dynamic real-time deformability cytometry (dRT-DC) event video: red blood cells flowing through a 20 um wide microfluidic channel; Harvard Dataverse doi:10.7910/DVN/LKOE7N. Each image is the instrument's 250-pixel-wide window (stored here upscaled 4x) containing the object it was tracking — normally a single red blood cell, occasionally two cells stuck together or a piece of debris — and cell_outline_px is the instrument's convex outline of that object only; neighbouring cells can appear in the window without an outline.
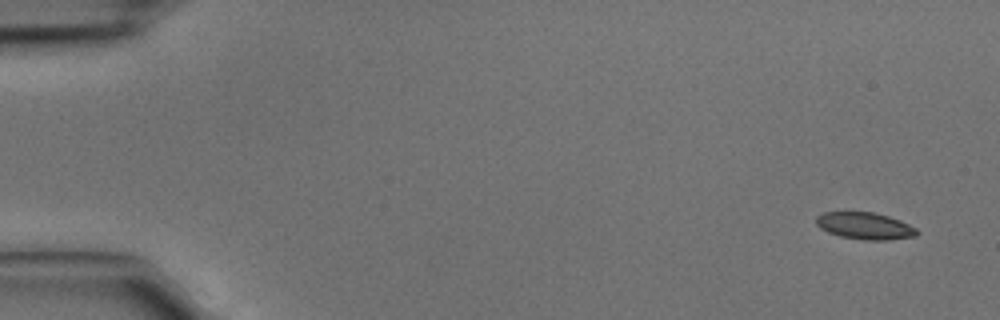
{"species": "common noctule bat (a hibernating species)", "species_latin": "Nyctalus noctula", "temperature_condition": "cold", "stored_images_in_passage": 3, "camera_frame_rate_fps": 3000, "um_per_image_px": 0.085, "animal": {"sex": "male", "body_mass_g": 15.6}, "frame": {"image": 1, "passage_image": 1, "time_ms": 0.0, "image_size_px": [1000, 320], "cell_outline_px": [[920, 232], [916, 236], [888, 240], [864, 240], [840, 236], [828, 232], [820, 228], [816, 224], [816, 216], [824, 212], [872, 212], [888, 216], [900, 220], [916, 228]], "centroid_in_image_um": [73.52, 19.2], "position_along_channel_um": 11.5, "area_um2": 15.84}}
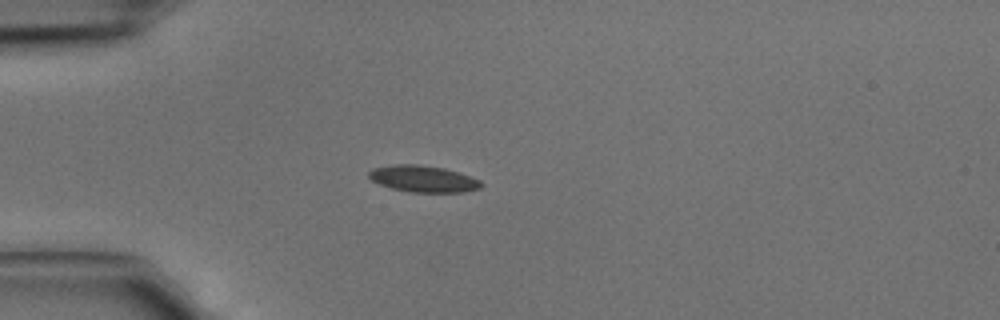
{"frame": {"image": 2, "passage_image": 3, "time_ms": 0.667, "image_size_px": [1000, 320], "cell_outline_px": [[484, 184], [480, 188], [464, 192], [412, 192], [392, 188], [380, 184], [372, 180], [368, 176], [368, 172], [372, 168], [392, 164], [416, 164], [444, 168], [460, 172], [480, 180]], "centroid_in_image_um": [35.98, 15.19], "position_along_channel_um": 49.0, "area_um2": 17.46}}